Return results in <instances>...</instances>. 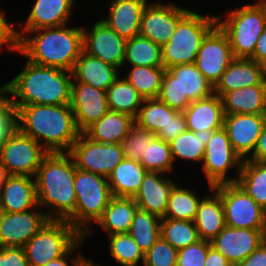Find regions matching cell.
Returning a JSON list of instances; mask_svg holds the SVG:
<instances>
[{"instance_id":"cell-1","label":"cell","mask_w":266,"mask_h":266,"mask_svg":"<svg viewBox=\"0 0 266 266\" xmlns=\"http://www.w3.org/2000/svg\"><path fill=\"white\" fill-rule=\"evenodd\" d=\"M72 78L70 71L27 60L22 71L0 88L12 95L7 99L16 110L30 105H64L71 101Z\"/></svg>"},{"instance_id":"cell-2","label":"cell","mask_w":266,"mask_h":266,"mask_svg":"<svg viewBox=\"0 0 266 266\" xmlns=\"http://www.w3.org/2000/svg\"><path fill=\"white\" fill-rule=\"evenodd\" d=\"M17 128L48 153H69L80 135L70 104L30 105L17 110Z\"/></svg>"},{"instance_id":"cell-3","label":"cell","mask_w":266,"mask_h":266,"mask_svg":"<svg viewBox=\"0 0 266 266\" xmlns=\"http://www.w3.org/2000/svg\"><path fill=\"white\" fill-rule=\"evenodd\" d=\"M76 169L69 153H48L43 158L34 178L38 208L51 207L46 213L49 220H67L74 213Z\"/></svg>"},{"instance_id":"cell-4","label":"cell","mask_w":266,"mask_h":266,"mask_svg":"<svg viewBox=\"0 0 266 266\" xmlns=\"http://www.w3.org/2000/svg\"><path fill=\"white\" fill-rule=\"evenodd\" d=\"M65 26L27 31L38 34L29 38L17 32L19 53L34 64L72 72L83 51L82 28Z\"/></svg>"},{"instance_id":"cell-5","label":"cell","mask_w":266,"mask_h":266,"mask_svg":"<svg viewBox=\"0 0 266 266\" xmlns=\"http://www.w3.org/2000/svg\"><path fill=\"white\" fill-rule=\"evenodd\" d=\"M76 204L74 213L66 220L82 236L90 235V223L102 217L113 197L108 178L95 173L76 169L74 176Z\"/></svg>"},{"instance_id":"cell-6","label":"cell","mask_w":266,"mask_h":266,"mask_svg":"<svg viewBox=\"0 0 266 266\" xmlns=\"http://www.w3.org/2000/svg\"><path fill=\"white\" fill-rule=\"evenodd\" d=\"M217 16H203L189 11L177 24L170 40L161 47L165 69L195 63L204 37L217 25Z\"/></svg>"},{"instance_id":"cell-7","label":"cell","mask_w":266,"mask_h":266,"mask_svg":"<svg viewBox=\"0 0 266 266\" xmlns=\"http://www.w3.org/2000/svg\"><path fill=\"white\" fill-rule=\"evenodd\" d=\"M214 87L202 75L195 64H181L166 69L158 100L179 112L191 102L208 98Z\"/></svg>"},{"instance_id":"cell-8","label":"cell","mask_w":266,"mask_h":266,"mask_svg":"<svg viewBox=\"0 0 266 266\" xmlns=\"http://www.w3.org/2000/svg\"><path fill=\"white\" fill-rule=\"evenodd\" d=\"M227 15L222 21L220 16L216 17V23L226 34L234 58L250 59L258 38L266 29V8L246 4Z\"/></svg>"},{"instance_id":"cell-9","label":"cell","mask_w":266,"mask_h":266,"mask_svg":"<svg viewBox=\"0 0 266 266\" xmlns=\"http://www.w3.org/2000/svg\"><path fill=\"white\" fill-rule=\"evenodd\" d=\"M82 235L66 220H48L24 246L29 266H45L64 255Z\"/></svg>"},{"instance_id":"cell-10","label":"cell","mask_w":266,"mask_h":266,"mask_svg":"<svg viewBox=\"0 0 266 266\" xmlns=\"http://www.w3.org/2000/svg\"><path fill=\"white\" fill-rule=\"evenodd\" d=\"M212 188L221 197L226 226L266 229V211L237 183L220 184Z\"/></svg>"},{"instance_id":"cell-11","label":"cell","mask_w":266,"mask_h":266,"mask_svg":"<svg viewBox=\"0 0 266 266\" xmlns=\"http://www.w3.org/2000/svg\"><path fill=\"white\" fill-rule=\"evenodd\" d=\"M47 154L43 143H38L16 128L1 145L0 162L8 175L35 177Z\"/></svg>"},{"instance_id":"cell-12","label":"cell","mask_w":266,"mask_h":266,"mask_svg":"<svg viewBox=\"0 0 266 266\" xmlns=\"http://www.w3.org/2000/svg\"><path fill=\"white\" fill-rule=\"evenodd\" d=\"M69 154L77 169L108 178L125 158L120 144L99 143L80 133Z\"/></svg>"},{"instance_id":"cell-13","label":"cell","mask_w":266,"mask_h":266,"mask_svg":"<svg viewBox=\"0 0 266 266\" xmlns=\"http://www.w3.org/2000/svg\"><path fill=\"white\" fill-rule=\"evenodd\" d=\"M242 162L243 159L234 151L226 130L222 127L213 131L205 145L202 161L210 189L220 184L236 183L238 178H228L227 171L237 166L240 172Z\"/></svg>"},{"instance_id":"cell-14","label":"cell","mask_w":266,"mask_h":266,"mask_svg":"<svg viewBox=\"0 0 266 266\" xmlns=\"http://www.w3.org/2000/svg\"><path fill=\"white\" fill-rule=\"evenodd\" d=\"M234 59L226 34L216 25L204 37L194 64L214 87Z\"/></svg>"},{"instance_id":"cell-15","label":"cell","mask_w":266,"mask_h":266,"mask_svg":"<svg viewBox=\"0 0 266 266\" xmlns=\"http://www.w3.org/2000/svg\"><path fill=\"white\" fill-rule=\"evenodd\" d=\"M189 12L175 4L153 3L142 14L140 35L163 47L175 32L178 22Z\"/></svg>"},{"instance_id":"cell-16","label":"cell","mask_w":266,"mask_h":266,"mask_svg":"<svg viewBox=\"0 0 266 266\" xmlns=\"http://www.w3.org/2000/svg\"><path fill=\"white\" fill-rule=\"evenodd\" d=\"M39 210L16 213L0 211V248L23 247L30 241L49 220L46 211Z\"/></svg>"},{"instance_id":"cell-17","label":"cell","mask_w":266,"mask_h":266,"mask_svg":"<svg viewBox=\"0 0 266 266\" xmlns=\"http://www.w3.org/2000/svg\"><path fill=\"white\" fill-rule=\"evenodd\" d=\"M266 240V229L225 228L210 242L233 266L248 258Z\"/></svg>"},{"instance_id":"cell-18","label":"cell","mask_w":266,"mask_h":266,"mask_svg":"<svg viewBox=\"0 0 266 266\" xmlns=\"http://www.w3.org/2000/svg\"><path fill=\"white\" fill-rule=\"evenodd\" d=\"M92 31L82 27L83 51L116 68L124 65L126 40L111 30L101 20L92 26Z\"/></svg>"},{"instance_id":"cell-19","label":"cell","mask_w":266,"mask_h":266,"mask_svg":"<svg viewBox=\"0 0 266 266\" xmlns=\"http://www.w3.org/2000/svg\"><path fill=\"white\" fill-rule=\"evenodd\" d=\"M70 106L81 133L110 110L106 91L81 82H72Z\"/></svg>"},{"instance_id":"cell-20","label":"cell","mask_w":266,"mask_h":266,"mask_svg":"<svg viewBox=\"0 0 266 266\" xmlns=\"http://www.w3.org/2000/svg\"><path fill=\"white\" fill-rule=\"evenodd\" d=\"M266 123V114H225L223 128L234 151L243 159L254 153Z\"/></svg>"},{"instance_id":"cell-21","label":"cell","mask_w":266,"mask_h":266,"mask_svg":"<svg viewBox=\"0 0 266 266\" xmlns=\"http://www.w3.org/2000/svg\"><path fill=\"white\" fill-rule=\"evenodd\" d=\"M161 172L147 171L139 191L133 197L138 208L163 218L171 190L175 186L171 179L163 177Z\"/></svg>"},{"instance_id":"cell-22","label":"cell","mask_w":266,"mask_h":266,"mask_svg":"<svg viewBox=\"0 0 266 266\" xmlns=\"http://www.w3.org/2000/svg\"><path fill=\"white\" fill-rule=\"evenodd\" d=\"M36 206L38 202L34 177L9 175L0 189V211L25 212Z\"/></svg>"},{"instance_id":"cell-23","label":"cell","mask_w":266,"mask_h":266,"mask_svg":"<svg viewBox=\"0 0 266 266\" xmlns=\"http://www.w3.org/2000/svg\"><path fill=\"white\" fill-rule=\"evenodd\" d=\"M266 70L255 60L235 58L214 86V94L222 97L226 92L248 86L261 85Z\"/></svg>"},{"instance_id":"cell-24","label":"cell","mask_w":266,"mask_h":266,"mask_svg":"<svg viewBox=\"0 0 266 266\" xmlns=\"http://www.w3.org/2000/svg\"><path fill=\"white\" fill-rule=\"evenodd\" d=\"M147 0H113L107 18L101 21L121 38L128 40L140 35L142 14Z\"/></svg>"},{"instance_id":"cell-25","label":"cell","mask_w":266,"mask_h":266,"mask_svg":"<svg viewBox=\"0 0 266 266\" xmlns=\"http://www.w3.org/2000/svg\"><path fill=\"white\" fill-rule=\"evenodd\" d=\"M183 113L189 131H216L223 127L225 113L219 95L193 101Z\"/></svg>"},{"instance_id":"cell-26","label":"cell","mask_w":266,"mask_h":266,"mask_svg":"<svg viewBox=\"0 0 266 266\" xmlns=\"http://www.w3.org/2000/svg\"><path fill=\"white\" fill-rule=\"evenodd\" d=\"M74 0H36L22 32L66 25Z\"/></svg>"},{"instance_id":"cell-27","label":"cell","mask_w":266,"mask_h":266,"mask_svg":"<svg viewBox=\"0 0 266 266\" xmlns=\"http://www.w3.org/2000/svg\"><path fill=\"white\" fill-rule=\"evenodd\" d=\"M118 72L115 66L82 51L72 70V82L89 84L106 91L118 77Z\"/></svg>"},{"instance_id":"cell-28","label":"cell","mask_w":266,"mask_h":266,"mask_svg":"<svg viewBox=\"0 0 266 266\" xmlns=\"http://www.w3.org/2000/svg\"><path fill=\"white\" fill-rule=\"evenodd\" d=\"M221 98L225 114H266V80L226 92Z\"/></svg>"},{"instance_id":"cell-29","label":"cell","mask_w":266,"mask_h":266,"mask_svg":"<svg viewBox=\"0 0 266 266\" xmlns=\"http://www.w3.org/2000/svg\"><path fill=\"white\" fill-rule=\"evenodd\" d=\"M134 124V117L109 110L83 133L95 142L120 144Z\"/></svg>"},{"instance_id":"cell-30","label":"cell","mask_w":266,"mask_h":266,"mask_svg":"<svg viewBox=\"0 0 266 266\" xmlns=\"http://www.w3.org/2000/svg\"><path fill=\"white\" fill-rule=\"evenodd\" d=\"M212 196L201 199L194 220L201 240L211 242L226 226L220 195L211 188Z\"/></svg>"},{"instance_id":"cell-31","label":"cell","mask_w":266,"mask_h":266,"mask_svg":"<svg viewBox=\"0 0 266 266\" xmlns=\"http://www.w3.org/2000/svg\"><path fill=\"white\" fill-rule=\"evenodd\" d=\"M138 209L133 197L113 196L102 217L96 223L109 235L128 233Z\"/></svg>"},{"instance_id":"cell-32","label":"cell","mask_w":266,"mask_h":266,"mask_svg":"<svg viewBox=\"0 0 266 266\" xmlns=\"http://www.w3.org/2000/svg\"><path fill=\"white\" fill-rule=\"evenodd\" d=\"M146 172L139 161L124 158L108 176L112 195L134 197Z\"/></svg>"},{"instance_id":"cell-33","label":"cell","mask_w":266,"mask_h":266,"mask_svg":"<svg viewBox=\"0 0 266 266\" xmlns=\"http://www.w3.org/2000/svg\"><path fill=\"white\" fill-rule=\"evenodd\" d=\"M237 184L266 211V163L245 159Z\"/></svg>"},{"instance_id":"cell-34","label":"cell","mask_w":266,"mask_h":266,"mask_svg":"<svg viewBox=\"0 0 266 266\" xmlns=\"http://www.w3.org/2000/svg\"><path fill=\"white\" fill-rule=\"evenodd\" d=\"M107 102L111 111L137 117L144 101L141 94L125 79L118 77L106 90Z\"/></svg>"},{"instance_id":"cell-35","label":"cell","mask_w":266,"mask_h":266,"mask_svg":"<svg viewBox=\"0 0 266 266\" xmlns=\"http://www.w3.org/2000/svg\"><path fill=\"white\" fill-rule=\"evenodd\" d=\"M213 131L193 132L186 130L173 139L170 144L173 160L176 158L187 159L194 162H202L205 153V145L212 136Z\"/></svg>"},{"instance_id":"cell-36","label":"cell","mask_w":266,"mask_h":266,"mask_svg":"<svg viewBox=\"0 0 266 266\" xmlns=\"http://www.w3.org/2000/svg\"><path fill=\"white\" fill-rule=\"evenodd\" d=\"M162 218L147 211L138 209L128 233L145 254L161 237Z\"/></svg>"},{"instance_id":"cell-37","label":"cell","mask_w":266,"mask_h":266,"mask_svg":"<svg viewBox=\"0 0 266 266\" xmlns=\"http://www.w3.org/2000/svg\"><path fill=\"white\" fill-rule=\"evenodd\" d=\"M125 61L131 66H163L161 47L150 39L137 35L126 40Z\"/></svg>"},{"instance_id":"cell-38","label":"cell","mask_w":266,"mask_h":266,"mask_svg":"<svg viewBox=\"0 0 266 266\" xmlns=\"http://www.w3.org/2000/svg\"><path fill=\"white\" fill-rule=\"evenodd\" d=\"M179 111L172 109L157 98L144 99L135 123L150 132L156 134L165 127Z\"/></svg>"},{"instance_id":"cell-39","label":"cell","mask_w":266,"mask_h":266,"mask_svg":"<svg viewBox=\"0 0 266 266\" xmlns=\"http://www.w3.org/2000/svg\"><path fill=\"white\" fill-rule=\"evenodd\" d=\"M166 69L163 66H132L125 78L144 99L157 98Z\"/></svg>"},{"instance_id":"cell-40","label":"cell","mask_w":266,"mask_h":266,"mask_svg":"<svg viewBox=\"0 0 266 266\" xmlns=\"http://www.w3.org/2000/svg\"><path fill=\"white\" fill-rule=\"evenodd\" d=\"M193 193L189 189L175 185L171 190L168 207L163 218L194 222L201 200Z\"/></svg>"},{"instance_id":"cell-41","label":"cell","mask_w":266,"mask_h":266,"mask_svg":"<svg viewBox=\"0 0 266 266\" xmlns=\"http://www.w3.org/2000/svg\"><path fill=\"white\" fill-rule=\"evenodd\" d=\"M161 237L176 250L185 248L200 240L193 221L162 218Z\"/></svg>"},{"instance_id":"cell-42","label":"cell","mask_w":266,"mask_h":266,"mask_svg":"<svg viewBox=\"0 0 266 266\" xmlns=\"http://www.w3.org/2000/svg\"><path fill=\"white\" fill-rule=\"evenodd\" d=\"M146 171L168 173L173 169V156L170 144L155 137L147 142L145 156L139 161Z\"/></svg>"},{"instance_id":"cell-43","label":"cell","mask_w":266,"mask_h":266,"mask_svg":"<svg viewBox=\"0 0 266 266\" xmlns=\"http://www.w3.org/2000/svg\"><path fill=\"white\" fill-rule=\"evenodd\" d=\"M110 236V253L113 259L123 266H137L144 263V254L129 233H117Z\"/></svg>"},{"instance_id":"cell-44","label":"cell","mask_w":266,"mask_h":266,"mask_svg":"<svg viewBox=\"0 0 266 266\" xmlns=\"http://www.w3.org/2000/svg\"><path fill=\"white\" fill-rule=\"evenodd\" d=\"M155 137L156 134L139 127L135 123L120 142L125 159L140 161L142 156H145L147 142H151Z\"/></svg>"},{"instance_id":"cell-45","label":"cell","mask_w":266,"mask_h":266,"mask_svg":"<svg viewBox=\"0 0 266 266\" xmlns=\"http://www.w3.org/2000/svg\"><path fill=\"white\" fill-rule=\"evenodd\" d=\"M178 250L160 237L144 254V266H176Z\"/></svg>"},{"instance_id":"cell-46","label":"cell","mask_w":266,"mask_h":266,"mask_svg":"<svg viewBox=\"0 0 266 266\" xmlns=\"http://www.w3.org/2000/svg\"><path fill=\"white\" fill-rule=\"evenodd\" d=\"M208 253V241L199 240L178 250L176 266H205Z\"/></svg>"},{"instance_id":"cell-47","label":"cell","mask_w":266,"mask_h":266,"mask_svg":"<svg viewBox=\"0 0 266 266\" xmlns=\"http://www.w3.org/2000/svg\"><path fill=\"white\" fill-rule=\"evenodd\" d=\"M16 128L17 110L10 104L0 88V135H10Z\"/></svg>"},{"instance_id":"cell-48","label":"cell","mask_w":266,"mask_h":266,"mask_svg":"<svg viewBox=\"0 0 266 266\" xmlns=\"http://www.w3.org/2000/svg\"><path fill=\"white\" fill-rule=\"evenodd\" d=\"M186 130V117L183 112H178L169 120L165 127H162L161 130L156 133V137L169 143Z\"/></svg>"},{"instance_id":"cell-49","label":"cell","mask_w":266,"mask_h":266,"mask_svg":"<svg viewBox=\"0 0 266 266\" xmlns=\"http://www.w3.org/2000/svg\"><path fill=\"white\" fill-rule=\"evenodd\" d=\"M4 16V13L0 12V47L7 45L11 51L19 52L18 31L13 28L15 23L10 24Z\"/></svg>"},{"instance_id":"cell-50","label":"cell","mask_w":266,"mask_h":266,"mask_svg":"<svg viewBox=\"0 0 266 266\" xmlns=\"http://www.w3.org/2000/svg\"><path fill=\"white\" fill-rule=\"evenodd\" d=\"M0 266H29L23 247L0 248Z\"/></svg>"},{"instance_id":"cell-51","label":"cell","mask_w":266,"mask_h":266,"mask_svg":"<svg viewBox=\"0 0 266 266\" xmlns=\"http://www.w3.org/2000/svg\"><path fill=\"white\" fill-rule=\"evenodd\" d=\"M84 238L85 237L82 236L64 255L60 256L57 259L49 261L45 266H69V263L66 261L67 258L72 255L71 253H74L76 251L78 245H80V242L82 243ZM70 260L72 261V266H79L85 260V258L78 255L77 258H72Z\"/></svg>"},{"instance_id":"cell-52","label":"cell","mask_w":266,"mask_h":266,"mask_svg":"<svg viewBox=\"0 0 266 266\" xmlns=\"http://www.w3.org/2000/svg\"><path fill=\"white\" fill-rule=\"evenodd\" d=\"M235 266H266V240L248 258Z\"/></svg>"},{"instance_id":"cell-53","label":"cell","mask_w":266,"mask_h":266,"mask_svg":"<svg viewBox=\"0 0 266 266\" xmlns=\"http://www.w3.org/2000/svg\"><path fill=\"white\" fill-rule=\"evenodd\" d=\"M250 155L248 156V160L266 163V123L258 138L254 153Z\"/></svg>"},{"instance_id":"cell-54","label":"cell","mask_w":266,"mask_h":266,"mask_svg":"<svg viewBox=\"0 0 266 266\" xmlns=\"http://www.w3.org/2000/svg\"><path fill=\"white\" fill-rule=\"evenodd\" d=\"M250 59L258 62L266 70V29L258 38L254 55Z\"/></svg>"},{"instance_id":"cell-55","label":"cell","mask_w":266,"mask_h":266,"mask_svg":"<svg viewBox=\"0 0 266 266\" xmlns=\"http://www.w3.org/2000/svg\"><path fill=\"white\" fill-rule=\"evenodd\" d=\"M205 266H233L220 252L208 241V253Z\"/></svg>"},{"instance_id":"cell-56","label":"cell","mask_w":266,"mask_h":266,"mask_svg":"<svg viewBox=\"0 0 266 266\" xmlns=\"http://www.w3.org/2000/svg\"><path fill=\"white\" fill-rule=\"evenodd\" d=\"M8 176L9 175H8L6 169L4 168V166L0 162V189H1L2 185L5 183L6 178Z\"/></svg>"},{"instance_id":"cell-57","label":"cell","mask_w":266,"mask_h":266,"mask_svg":"<svg viewBox=\"0 0 266 266\" xmlns=\"http://www.w3.org/2000/svg\"><path fill=\"white\" fill-rule=\"evenodd\" d=\"M79 266H97L93 264L90 260L85 259Z\"/></svg>"},{"instance_id":"cell-58","label":"cell","mask_w":266,"mask_h":266,"mask_svg":"<svg viewBox=\"0 0 266 266\" xmlns=\"http://www.w3.org/2000/svg\"><path fill=\"white\" fill-rule=\"evenodd\" d=\"M257 2L254 5L266 8V0H259Z\"/></svg>"},{"instance_id":"cell-59","label":"cell","mask_w":266,"mask_h":266,"mask_svg":"<svg viewBox=\"0 0 266 266\" xmlns=\"http://www.w3.org/2000/svg\"><path fill=\"white\" fill-rule=\"evenodd\" d=\"M9 135H0V156H1V145L2 143L6 140V138L8 137Z\"/></svg>"}]
</instances>
